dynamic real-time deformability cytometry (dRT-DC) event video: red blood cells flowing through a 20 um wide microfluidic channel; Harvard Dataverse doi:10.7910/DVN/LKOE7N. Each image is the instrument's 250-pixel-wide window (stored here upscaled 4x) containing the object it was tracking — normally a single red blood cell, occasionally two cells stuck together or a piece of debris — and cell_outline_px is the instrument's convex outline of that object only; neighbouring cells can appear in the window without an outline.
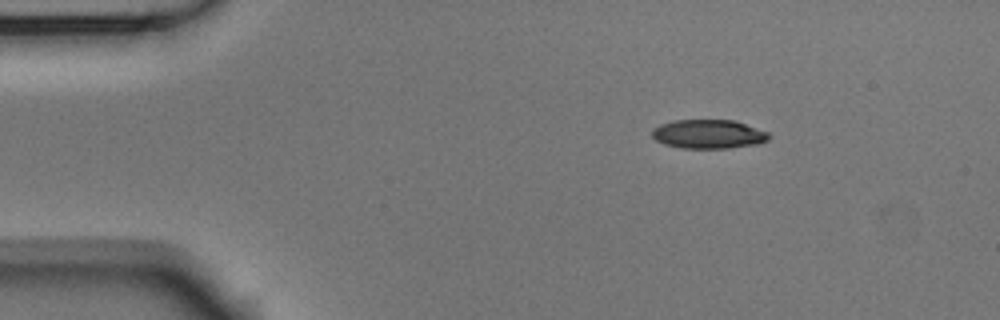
{"species": "Egyptian fruit bat (a non-hibernating species)", "species_latin": "Rousettus aegyptiacus", "temperature_condition": "room temperature", "stored_images_in_passage": 3, "camera_frame_rate_fps": 3000, "um_per_image_px": 0.085, "animal": {"sex": "male"}, "frame": {"image": 1, "passage_image": 2, "time_ms": 0.333, "image_size_px": [1000, 320], "cell_outline_px": [[772, 136], [768, 140], [760, 144], [728, 148], [680, 148], [664, 144], [656, 140], [652, 136], [652, 128], [660, 124], [676, 120], [732, 120], [768, 132]], "centroid_in_image_um": [60.22, 11.41], "position_along_channel_um": 24.8, "area_um2": 19.77}}